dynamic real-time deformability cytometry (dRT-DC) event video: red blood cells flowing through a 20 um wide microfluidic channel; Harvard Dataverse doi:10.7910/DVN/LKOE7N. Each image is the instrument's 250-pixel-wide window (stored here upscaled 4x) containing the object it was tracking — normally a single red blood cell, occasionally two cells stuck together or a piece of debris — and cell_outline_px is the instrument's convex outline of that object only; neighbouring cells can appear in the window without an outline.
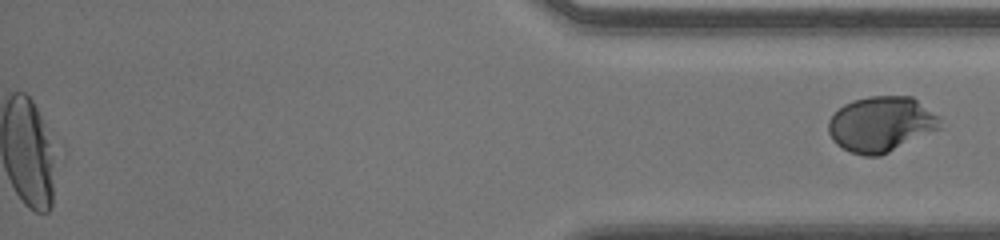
{"species": "human", "species_latin": "Homo sapiens", "temperature_condition": "room temperature", "stored_images_in_passage": 59, "segment_of_instrument_passage": [2, 2], "camera_frame_rate_fps": 3000, "um_per_image_px": 0.085, "donor": {"sex": "male"}, "frame": {"image": 1, "passage_image": 59, "time_ms": 19.333, "image_size_px": [1000, 240], "cell_outline_px": [[940, 128], [880, 156], [864, 156], [852, 152], [836, 144], [832, 140], [828, 132], [828, 120], [844, 104], [852, 100], [868, 96], [912, 96], [936, 116], [940, 120]], "centroid_in_image_um": [74.84, 10.55], "position_along_channel_um": 360.4, "area_um2": 35.6}}